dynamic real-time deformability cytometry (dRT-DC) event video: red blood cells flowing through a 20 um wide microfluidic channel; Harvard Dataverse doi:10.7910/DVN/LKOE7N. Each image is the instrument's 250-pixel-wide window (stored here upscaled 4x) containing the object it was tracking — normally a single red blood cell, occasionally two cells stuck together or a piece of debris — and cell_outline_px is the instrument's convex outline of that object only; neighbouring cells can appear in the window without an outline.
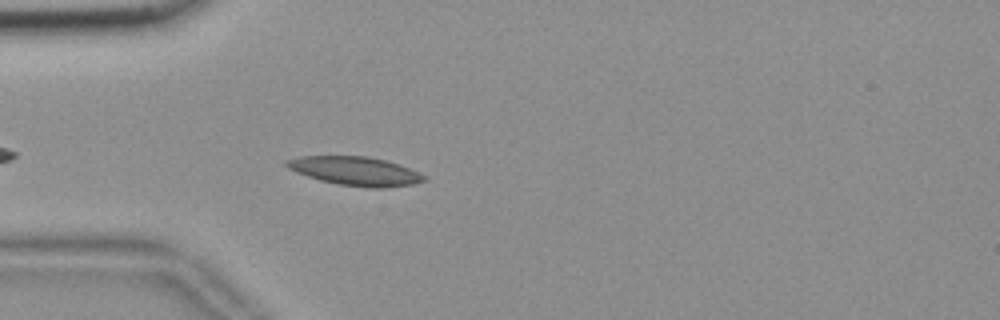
{"species": "common noctule bat (a hibernating species)", "species_latin": "Nyctalus noctula", "temperature_condition": "room temperature", "stored_images_in_passage": 9, "camera_frame_rate_fps": 3000, "um_per_image_px": 0.085, "animal": {"sex": "female", "body_mass_g": 18.4}, "frame": {"image": 1, "passage_image": 4, "time_ms": 1.0, "image_size_px": [1000, 320], "cell_outline_px": [[428, 180], [412, 184], [384, 188], [368, 188], [340, 184], [320, 180], [296, 172], [288, 168], [284, 164], [284, 160], [300, 156], [368, 156], [384, 160], [408, 168], [424, 176]], "centroid_in_image_um": [30.15, 14.54], "position_along_channel_um": 54.8, "area_um2": 22.83}}